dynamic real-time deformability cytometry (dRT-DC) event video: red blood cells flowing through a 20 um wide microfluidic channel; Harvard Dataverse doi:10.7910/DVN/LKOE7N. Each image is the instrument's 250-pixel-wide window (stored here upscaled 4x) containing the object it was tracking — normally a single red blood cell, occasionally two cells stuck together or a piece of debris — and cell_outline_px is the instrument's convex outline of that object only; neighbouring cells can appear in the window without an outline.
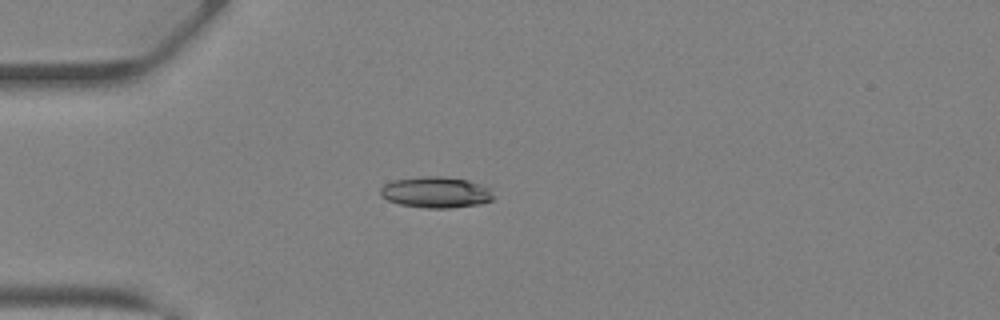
{"species": "Egyptian fruit bat (a non-hibernating species)", "species_latin": "Rousettus aegyptiacus", "temperature_condition": "warm", "stored_images_in_passage": 30, "camera_frame_rate_fps": 3000, "um_per_image_px": 0.085, "animal": {"sex": "female"}, "frame": {"image": 1, "passage_image": 1, "time_ms": 0.0, "image_size_px": [1000, 320], "cell_outline_px": [[496, 196], [492, 200], [480, 204], [452, 208], [424, 208], [400, 204], [388, 200], [380, 196], [380, 188], [384, 184], [392, 180], [424, 176], [440, 176], [468, 180], [492, 188]], "centroid_in_image_um": [37.09, 16.35], "position_along_channel_um": 47.9, "area_um2": 20.81}}
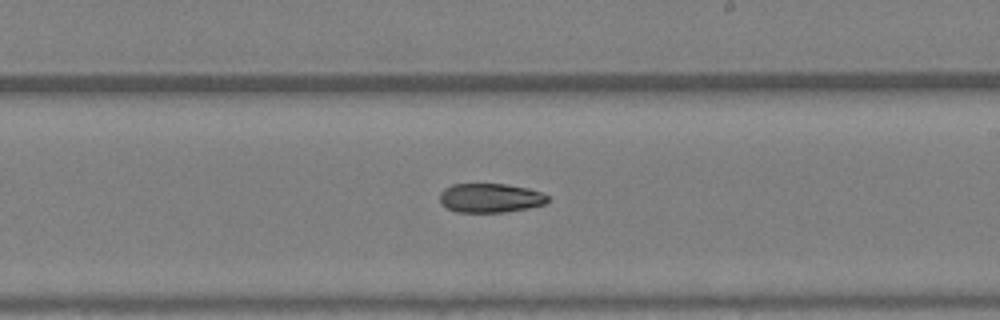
{"frame": {"image": 2, "passage_image": 14, "time_ms": 4.333, "image_size_px": [1000, 320], "cell_outline_px": [[552, 196], [544, 204], [528, 208], [504, 212], [456, 212], [448, 208], [440, 200], [440, 192], [444, 188], [452, 184], [504, 184], [528, 188]], "centroid_in_image_um": [41.69, 16.82], "position_along_channel_um": 247.3, "area_um2": 18.32}}
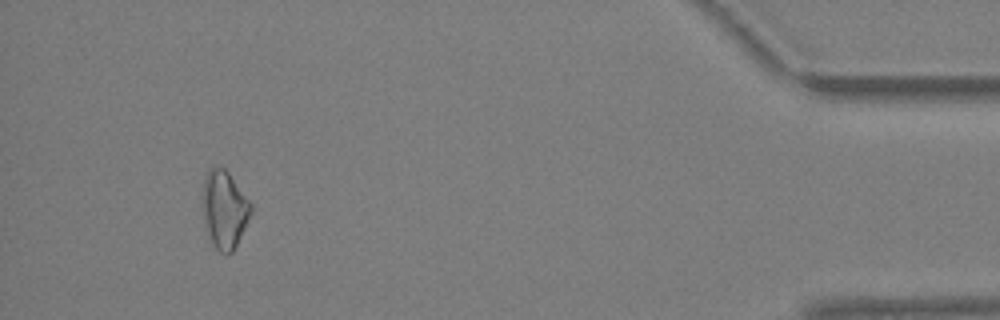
{"frame": {"image": 3, "passage_image": 28, "time_ms": 9.0, "image_size_px": [1000, 320], "cell_outline_px": [[252, 212], [232, 252], [228, 256], [220, 252], [216, 248], [204, 228], [200, 204], [200, 196], [204, 176], [208, 168], [220, 164], [228, 172], [252, 204]], "centroid_in_image_um": [19.0, 17.75], "position_along_channel_um": 416.2, "area_um2": 22.6}}